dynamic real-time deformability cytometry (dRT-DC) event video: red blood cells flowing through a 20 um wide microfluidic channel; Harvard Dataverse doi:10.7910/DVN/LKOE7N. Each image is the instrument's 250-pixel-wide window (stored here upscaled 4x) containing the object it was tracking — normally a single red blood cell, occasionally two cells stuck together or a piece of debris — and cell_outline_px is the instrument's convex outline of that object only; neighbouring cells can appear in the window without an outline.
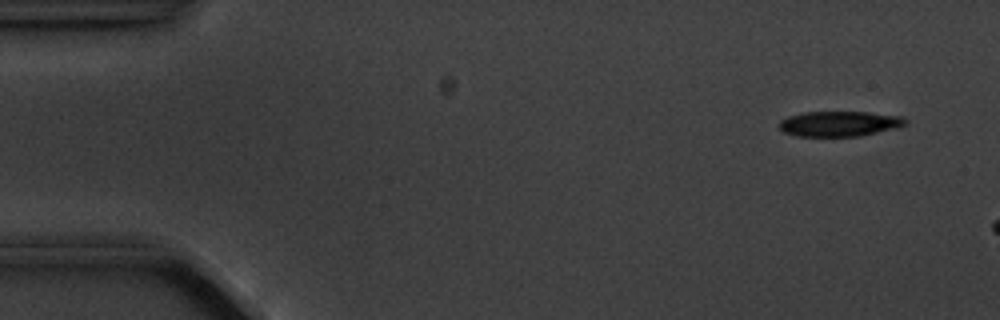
{"species": "common noctule bat (a hibernating species)", "species_latin": "Nyctalus noctula", "temperature_condition": "cold", "stored_images_in_passage": 13, "camera_frame_rate_fps": 3000, "um_per_image_px": 0.085, "animal": {"sex": "male", "body_mass_g": 20.1, "forearm_length_mm": 53.5}, "frame": {"image": 1, "passage_image": 1, "time_ms": 0.0, "image_size_px": [1000, 320], "cell_outline_px": [[908, 124], [896, 128], [860, 136], [796, 136], [784, 132], [776, 124], [780, 120], [788, 116], [804, 112], [868, 112], [900, 116], [908, 120]], "centroid_in_image_um": [71.34, 10.51], "position_along_channel_um": 13.7, "area_um2": 18.67}}